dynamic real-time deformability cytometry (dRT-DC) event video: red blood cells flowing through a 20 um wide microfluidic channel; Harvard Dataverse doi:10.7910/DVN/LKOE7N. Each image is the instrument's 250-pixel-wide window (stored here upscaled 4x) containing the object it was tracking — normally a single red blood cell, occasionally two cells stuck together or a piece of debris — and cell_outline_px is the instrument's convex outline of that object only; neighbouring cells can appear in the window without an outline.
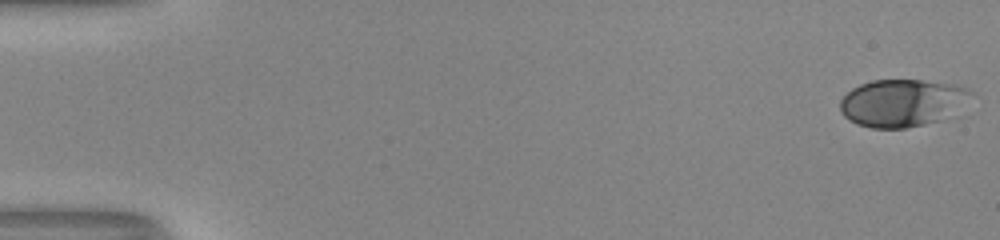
{"species": "human", "species_latin": "Homo sapiens", "temperature_condition": "room temperature", "stored_images_in_passage": 53, "camera_frame_rate_fps": 3000, "um_per_image_px": 0.085, "donor": {"sex": "male"}, "frame": {"image": 1, "passage_image": 1, "time_ms": 0.0, "image_size_px": [1000, 240], "cell_outline_px": [[972, 92], [936, 120], [924, 124], [904, 128], [872, 128], [856, 124], [844, 116], [840, 112], [840, 100], [852, 88], [860, 84], [872, 80], [920, 80], [960, 84], [968, 88]], "centroid_in_image_um": [76.52, 8.71], "position_along_channel_um": 8.5, "area_um2": 34.97}}
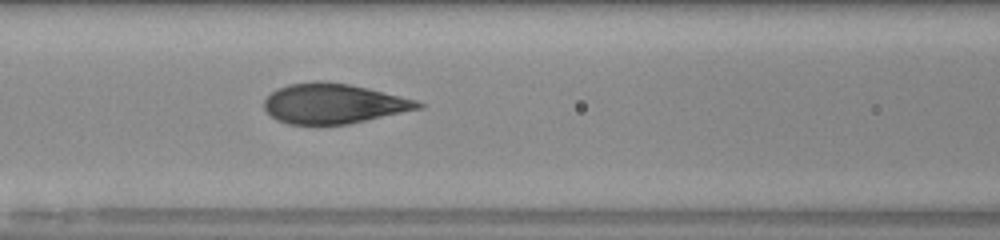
{"frame": {"image": 2, "passage_image": 24, "time_ms": 7.667, "image_size_px": [1000, 240], "cell_outline_px": [[424, 108], [348, 124], [288, 124], [276, 120], [264, 108], [264, 100], [276, 88], [288, 84], [316, 80], [324, 80], [348, 84], [368, 88], [416, 100], [424, 104]], "centroid_in_image_um": [28.34, 8.8], "position_along_channel_um": 138.3, "area_um2": 35.95}}
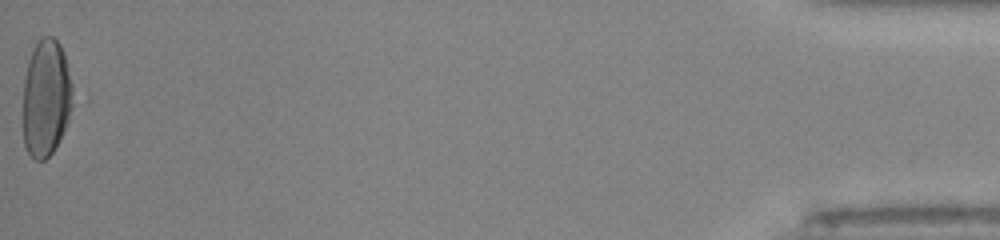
{"frame": {"image": 3, "passage_image": 53, "time_ms": 17.333, "image_size_px": [1000, 240], "cell_outline_px": [[72, 104], [68, 120], [52, 152], [44, 160], [32, 160], [24, 144], [24, 80], [28, 60], [40, 36], [52, 36], [60, 44], [68, 64], [72, 84]], "centroid_in_image_um": [3.92, 8.3], "position_along_channel_um": 431.3, "area_um2": 33.76}, "authors_computed_cell_mechanics": {"area_um2": 35.836, "velocity_mm_per_s": 4.0482, "shape_relaxation_time_tau1_ms": 5.2914, "shape_relaxation_time_tau2_ms": null, "deformation_change_tau1": 0.2115, "deformation_change_tau2": null}}